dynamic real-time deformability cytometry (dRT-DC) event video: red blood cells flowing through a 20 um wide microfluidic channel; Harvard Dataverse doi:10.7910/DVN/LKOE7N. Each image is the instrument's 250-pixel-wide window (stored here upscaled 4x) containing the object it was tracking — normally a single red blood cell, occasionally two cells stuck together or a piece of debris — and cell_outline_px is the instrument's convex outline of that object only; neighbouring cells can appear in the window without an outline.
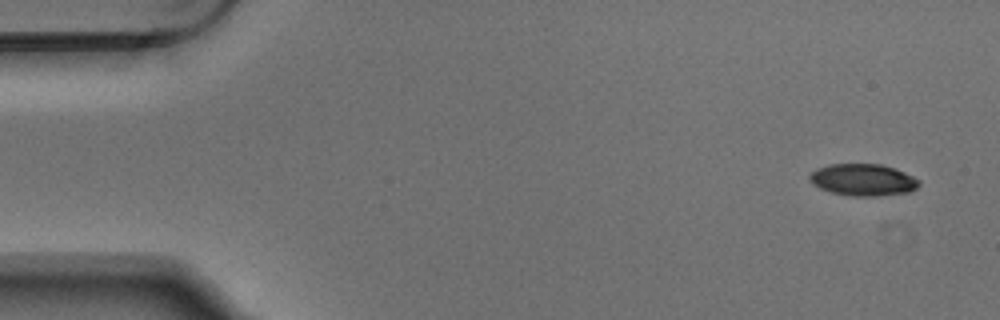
{"species": "Egyptian fruit bat (a non-hibernating species)", "species_latin": "Rousettus aegyptiacus", "temperature_condition": "warm", "stored_images_in_passage": 5, "camera_frame_rate_fps": 3000, "um_per_image_px": 0.085, "animal": {"sex": "male"}, "frame": {"image": 1, "passage_image": 1, "time_ms": 0.0, "image_size_px": [1000, 320], "cell_outline_px": [[920, 184], [916, 188], [908, 192], [876, 196], [848, 196], [832, 192], [820, 188], [812, 184], [808, 180], [808, 176], [816, 168], [828, 164], [880, 164], [904, 172], [920, 180]], "centroid_in_image_um": [73.32, 15.28], "position_along_channel_um": 11.7, "area_um2": 20.35}}
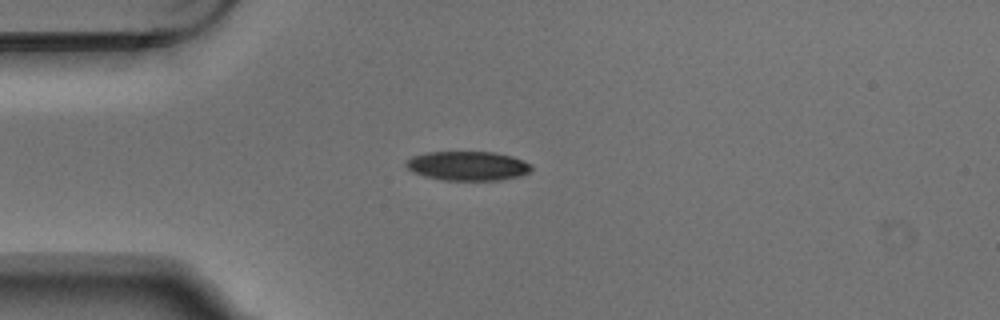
{"frame": {"image": 2, "passage_image": 4, "time_ms": 1.0, "image_size_px": [1000, 320], "cell_outline_px": [[532, 168], [528, 172], [520, 176], [500, 180], [444, 180], [424, 176], [412, 172], [404, 164], [412, 156], [428, 152], [496, 152], [512, 156], [524, 160], [532, 164]], "centroid_in_image_um": [39.77, 14.1], "position_along_channel_um": 45.2, "area_um2": 21.44}}